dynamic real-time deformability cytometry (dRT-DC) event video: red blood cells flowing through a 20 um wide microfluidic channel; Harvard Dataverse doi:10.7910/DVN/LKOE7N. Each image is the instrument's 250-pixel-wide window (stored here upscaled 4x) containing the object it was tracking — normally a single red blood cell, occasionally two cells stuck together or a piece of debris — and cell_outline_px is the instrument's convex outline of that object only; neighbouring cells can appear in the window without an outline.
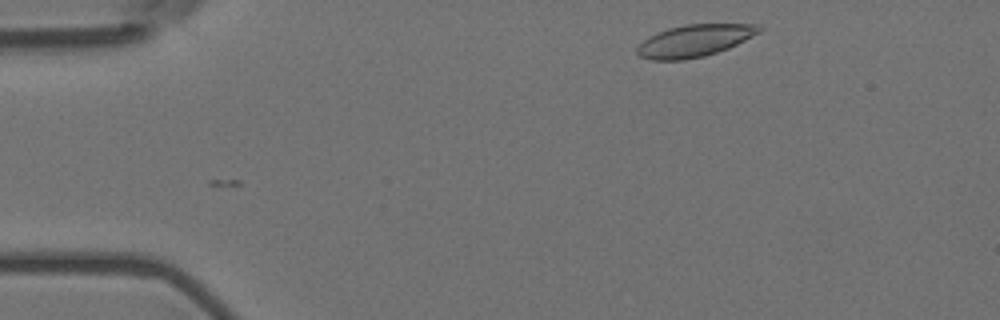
{"species": "Egyptian fruit bat (a non-hibernating species)", "species_latin": "Rousettus aegyptiacus", "temperature_condition": "room temperature", "stored_images_in_passage": 3, "camera_frame_rate_fps": 3000, "um_per_image_px": 0.085, "animal": {"sex": "female"}, "frame": {"image": 1, "passage_image": 3, "time_ms": 0.667, "image_size_px": [1000, 320], "cell_outline_px": [[764, 28], [760, 32], [728, 48], [704, 56], [680, 60], [652, 60], [640, 56], [636, 52], [636, 48], [648, 36], [656, 32], [668, 28], [684, 24], [752, 24]], "centroid_in_image_um": [58.99, 3.45], "position_along_channel_um": 26.0, "area_um2": 22.66}}